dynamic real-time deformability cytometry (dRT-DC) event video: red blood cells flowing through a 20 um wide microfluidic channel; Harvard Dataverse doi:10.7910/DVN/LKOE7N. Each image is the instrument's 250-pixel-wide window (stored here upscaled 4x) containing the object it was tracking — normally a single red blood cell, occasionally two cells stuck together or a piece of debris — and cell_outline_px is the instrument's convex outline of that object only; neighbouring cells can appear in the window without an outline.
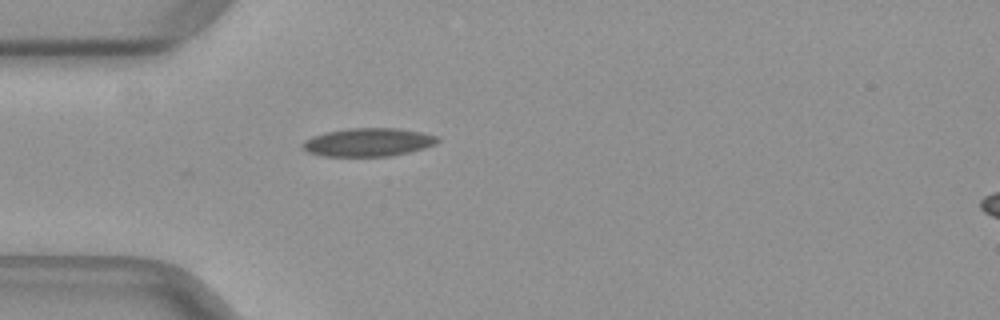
{"species": "common noctule bat (a hibernating species)", "species_latin": "Nyctalus noctula", "temperature_condition": "warm", "stored_images_in_passage": 32, "camera_frame_rate_fps": 3000, "um_per_image_px": 0.085, "animal": {"sex": "female", "body_mass_g": 29.2, "forearm_length_mm": 56.3}, "frame": {"image": 1, "passage_image": 1, "time_ms": 0.0, "image_size_px": [1000, 320], "cell_outline_px": [[440, 140], [436, 144], [424, 148], [392, 156], [320, 156], [308, 152], [300, 144], [304, 140], [312, 136], [324, 132], [348, 128], [400, 128], [424, 132], [440, 136]], "centroid_in_image_um": [31.32, 12.08], "position_along_channel_um": 53.7, "area_um2": 22.6}}
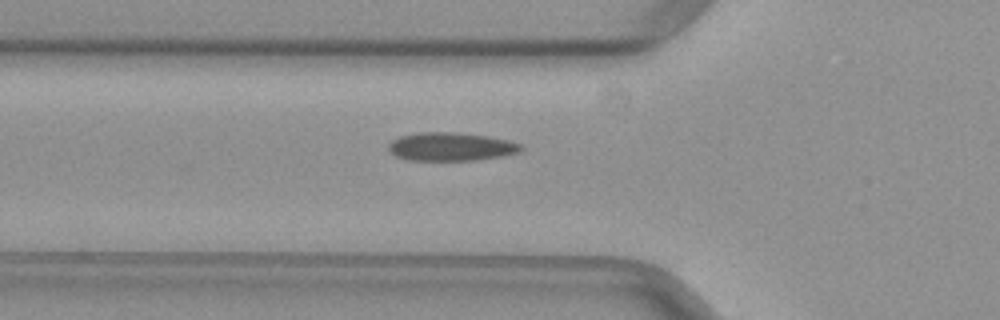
{"frame": {"image": 2, "passage_image": 4, "time_ms": 1.0, "image_size_px": [1000, 320], "cell_outline_px": [[524, 148], [520, 152], [500, 156], [476, 160], [408, 160], [396, 156], [388, 148], [388, 144], [392, 140], [400, 136], [420, 132], [452, 132], [488, 136], [508, 140], [520, 144]], "centroid_in_image_um": [38.33, 12.46], "position_along_channel_um": 87.5, "area_um2": 21.79}}